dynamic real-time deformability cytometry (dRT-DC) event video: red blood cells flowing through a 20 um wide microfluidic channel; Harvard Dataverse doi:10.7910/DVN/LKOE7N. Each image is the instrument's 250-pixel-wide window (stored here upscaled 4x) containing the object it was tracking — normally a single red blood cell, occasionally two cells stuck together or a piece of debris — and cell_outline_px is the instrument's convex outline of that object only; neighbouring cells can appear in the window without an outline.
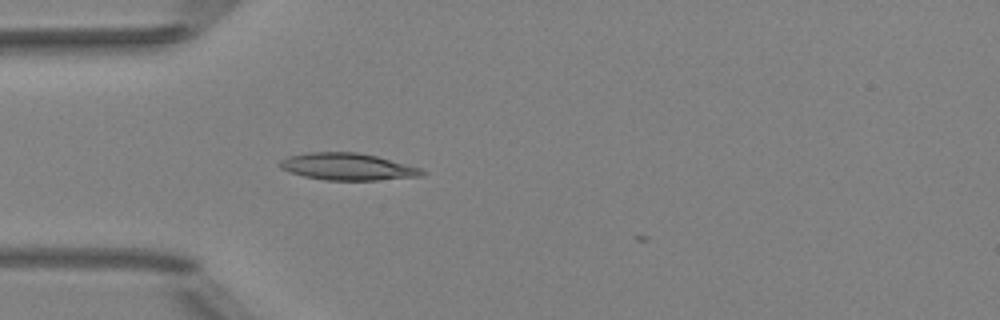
{"species": "Egyptian fruit bat (a non-hibernating species)", "species_latin": "Rousettus aegyptiacus", "temperature_condition": "room temperature", "stored_images_in_passage": 5, "camera_frame_rate_fps": 3000, "um_per_image_px": 0.085, "animal": {"sex": "female"}, "frame": {"image": 1, "passage_image": 1, "time_ms": 0.0, "image_size_px": [1000, 320], "cell_outline_px": [[428, 172], [424, 176], [376, 180], [324, 180], [304, 176], [280, 168], [280, 160], [288, 156], [308, 152], [356, 152], [376, 156], [420, 168]], "centroid_in_image_um": [29.56, 14.17], "position_along_channel_um": 55.4, "area_um2": 22.25}}
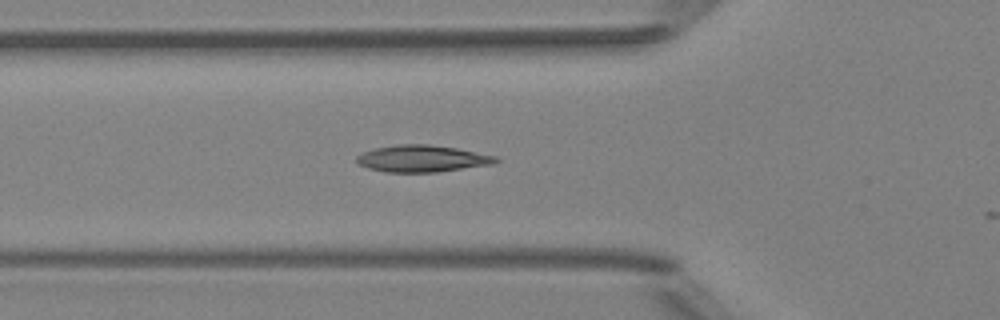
{"frame": {"image": 2, "passage_image": 4, "time_ms": 1.0, "image_size_px": [1000, 320], "cell_outline_px": [[500, 160], [492, 164], [436, 172], [388, 172], [368, 168], [360, 164], [356, 160], [356, 156], [372, 148], [396, 144], [428, 144], [456, 148], [496, 156]], "centroid_in_image_um": [35.86, 13.47], "position_along_channel_um": 89.9, "area_um2": 21.62}}